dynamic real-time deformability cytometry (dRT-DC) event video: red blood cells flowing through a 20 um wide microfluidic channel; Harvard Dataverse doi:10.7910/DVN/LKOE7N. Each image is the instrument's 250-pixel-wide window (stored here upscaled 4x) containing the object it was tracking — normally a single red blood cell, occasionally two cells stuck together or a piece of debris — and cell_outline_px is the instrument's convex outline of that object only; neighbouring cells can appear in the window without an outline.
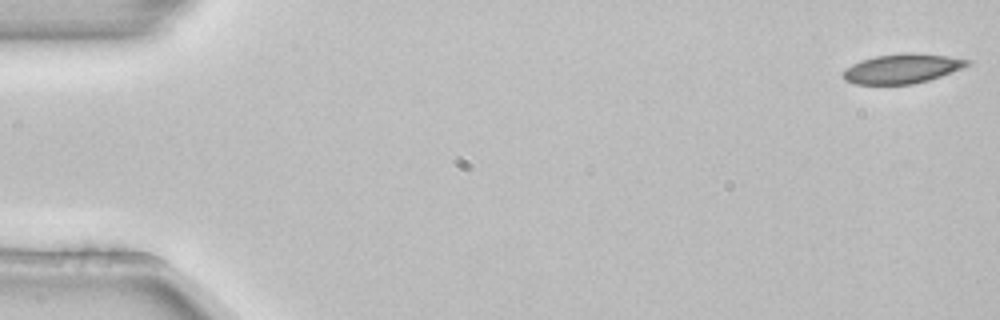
{"species": "common noctule bat (a hibernating species)", "species_latin": "Nyctalus noctula", "temperature_condition": "room temperature", "stored_images_in_passage": 5, "camera_frame_rate_fps": 3000, "um_per_image_px": 0.085, "animal": {"sex": "female", "body_mass_g": 22.7, "forearm_length_mm": 54.2}, "frame": {"image": 1, "passage_image": 1, "time_ms": 0.0, "image_size_px": [1000, 320], "cell_outline_px": [[972, 64], [940, 76], [928, 80], [912, 84], [856, 84], [844, 80], [844, 72], [852, 64], [860, 60], [876, 56], [904, 52], [912, 52], [948, 56], [972, 60]], "centroid_in_image_um": [76.72, 5.82], "position_along_channel_um": 8.3, "area_um2": 21.27}}
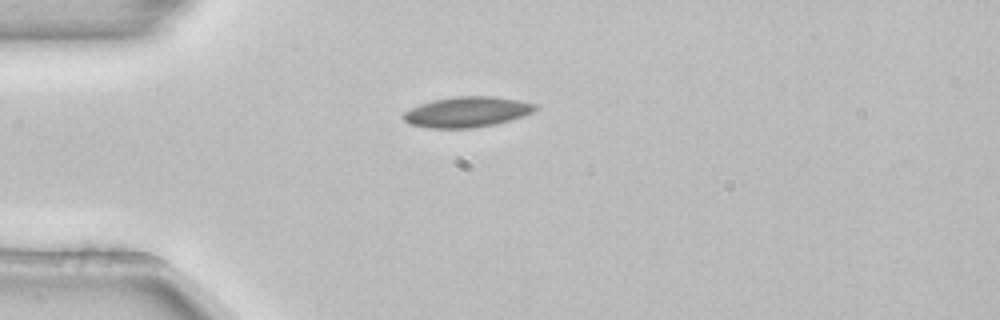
{"frame": {"image": 2, "passage_image": 4, "time_ms": 1.0, "image_size_px": [1000, 320], "cell_outline_px": [[540, 108], [532, 112], [496, 124], [476, 128], [428, 128], [408, 124], [404, 120], [404, 112], [420, 104], [432, 100], [456, 96], [496, 96], [520, 100], [536, 104]], "centroid_in_image_um": [39.7, 9.51], "position_along_channel_um": 45.3, "area_um2": 23.47}}
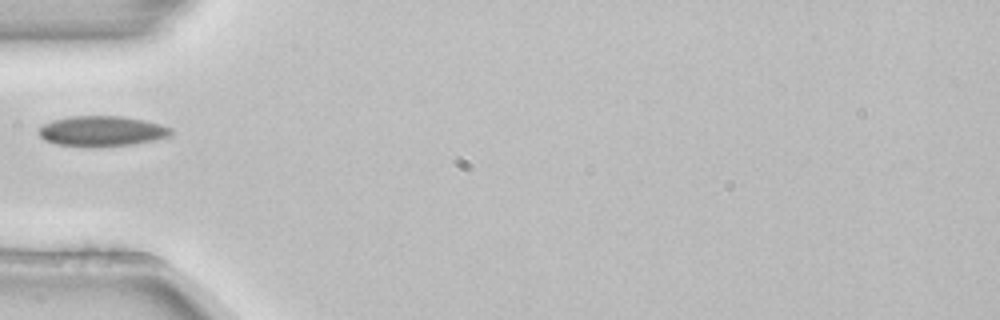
{"frame": {"image": 3, "passage_image": 5, "time_ms": 1.333, "image_size_px": [1000, 320], "cell_outline_px": [[172, 132], [168, 136], [152, 140], [132, 144], [56, 144], [44, 140], [40, 136], [36, 128], [52, 120], [68, 116], [120, 116], [144, 120], [160, 124], [172, 128]], "centroid_in_image_um": [8.62, 11.09], "position_along_channel_um": 76.4, "area_um2": 22.48}}